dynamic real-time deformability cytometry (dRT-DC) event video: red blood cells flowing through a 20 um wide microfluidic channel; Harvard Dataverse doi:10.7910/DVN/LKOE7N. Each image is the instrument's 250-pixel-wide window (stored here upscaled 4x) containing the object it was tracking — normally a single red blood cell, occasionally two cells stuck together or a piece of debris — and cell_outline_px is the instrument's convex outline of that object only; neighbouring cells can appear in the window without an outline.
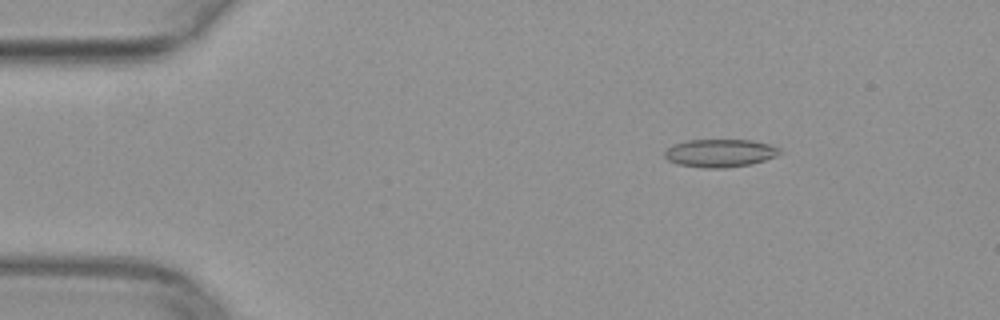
{"species": "common noctule bat (a hibernating species)", "species_latin": "Nyctalus noctula", "temperature_condition": "warm", "stored_images_in_passage": 33, "camera_frame_rate_fps": 3000, "um_per_image_px": 0.085, "animal": {"sex": "female", "body_mass_g": 29.2, "forearm_length_mm": 56.3}, "frame": {"image": 1, "passage_image": 1, "time_ms": 0.0, "image_size_px": [1000, 320], "cell_outline_px": [[780, 152], [776, 156], [752, 164], [724, 168], [704, 168], [676, 164], [668, 160], [664, 156], [664, 152], [672, 144], [688, 140], [752, 140], [768, 144], [780, 148]], "centroid_in_image_um": [61.17, 13.01], "position_along_channel_um": 23.8, "area_um2": 18.79}}
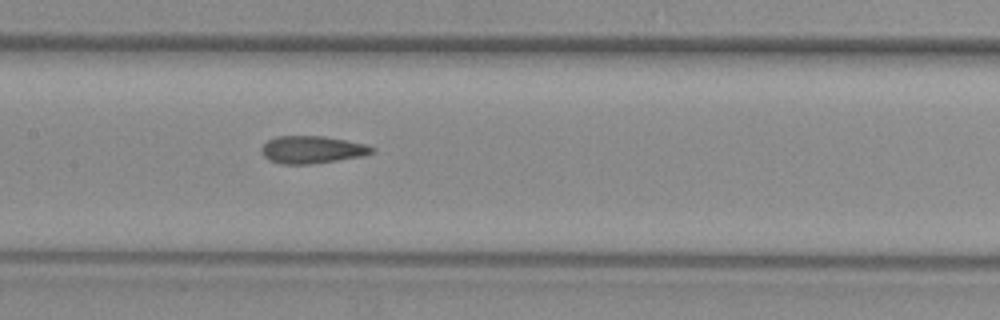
{"frame": {"image": 2, "passage_image": 18, "time_ms": 5.667, "image_size_px": [1000, 320], "cell_outline_px": [[376, 152], [364, 156], [312, 164], [280, 164], [268, 160], [260, 152], [260, 148], [268, 140], [276, 136], [324, 136], [364, 144], [376, 148]], "centroid_in_image_um": [26.52, 12.73], "position_along_channel_um": 180.9, "area_um2": 17.86}}
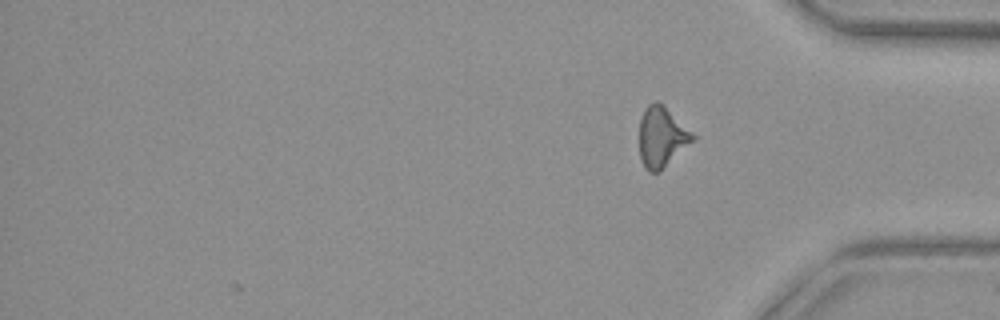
{"frame": {"image": 3, "passage_image": 33, "time_ms": 10.667, "image_size_px": [1000, 320], "cell_outline_px": [[696, 136], [660, 172], [648, 172], [644, 168], [640, 160], [640, 116], [644, 108], [648, 104], [656, 100], [664, 104]], "centroid_in_image_um": [56.21, 11.62], "position_along_channel_um": 379.0, "area_um2": 18.79}}